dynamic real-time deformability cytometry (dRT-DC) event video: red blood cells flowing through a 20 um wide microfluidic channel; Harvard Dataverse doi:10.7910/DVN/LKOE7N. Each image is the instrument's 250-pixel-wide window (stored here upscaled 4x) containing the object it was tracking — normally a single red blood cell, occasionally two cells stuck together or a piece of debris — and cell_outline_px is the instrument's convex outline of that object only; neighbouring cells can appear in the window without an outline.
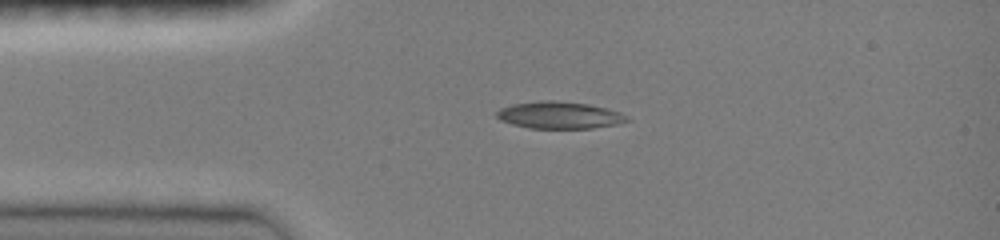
{"species": "common noctule bat (a hibernating species)", "species_latin": "Nyctalus noctula", "temperature_condition": "room temperature", "stored_images_in_passage": 4, "camera_frame_rate_fps": 3000, "um_per_image_px": 0.085, "animal": {"sex": "female", "body_mass_g": 19.0, "forearm_length_mm": 51.5}, "frame": {"image": 1, "passage_image": 1, "time_ms": 0.0, "image_size_px": [1000, 240], "cell_outline_px": [[632, 120], [620, 124], [592, 128], [528, 128], [512, 124], [500, 120], [496, 116], [496, 112], [500, 108], [512, 104], [540, 100], [556, 100], [588, 104], [608, 108], [620, 112], [628, 116]], "centroid_in_image_um": [47.58, 9.78], "position_along_channel_um": 37.4, "area_um2": 20.81}}
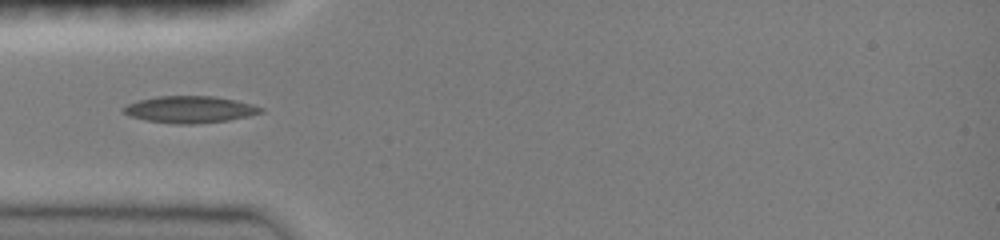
{"frame": {"image": 2, "passage_image": 3, "time_ms": 1.333, "image_size_px": [1000, 240], "cell_outline_px": [[264, 112], [248, 116], [228, 120], [192, 124], [176, 124], [148, 120], [132, 116], [120, 112], [120, 108], [128, 104], [140, 100], [156, 96], [212, 96], [236, 100], [252, 104], [264, 108]], "centroid_in_image_um": [16.14, 9.3], "position_along_channel_um": 68.9, "area_um2": 21.39}}